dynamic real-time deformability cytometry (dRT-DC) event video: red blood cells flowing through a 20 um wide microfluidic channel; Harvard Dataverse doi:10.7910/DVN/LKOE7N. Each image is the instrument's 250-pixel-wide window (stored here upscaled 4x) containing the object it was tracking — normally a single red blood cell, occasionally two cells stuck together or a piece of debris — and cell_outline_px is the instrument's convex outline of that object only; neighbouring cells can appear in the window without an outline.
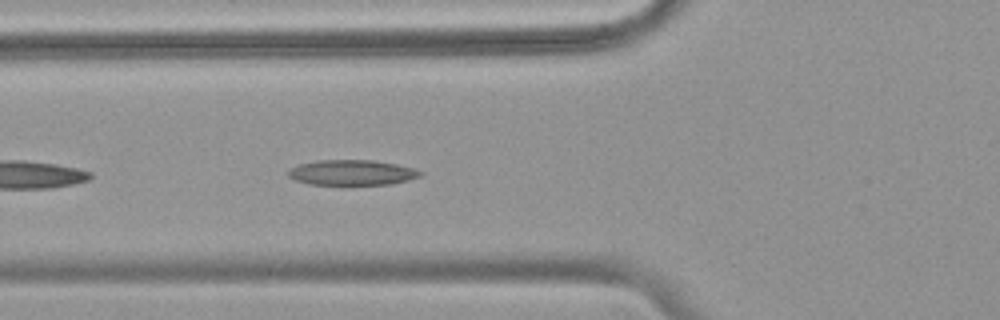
{"species": "common noctule bat (a hibernating species)", "species_latin": "Nyctalus noctula", "temperature_condition": "warm", "stored_images_in_passage": 9, "camera_frame_rate_fps": 3000, "um_per_image_px": 0.085, "animal": {"sex": "female", "body_mass_g": 18.4}, "frame": {"image": 1, "passage_image": 6, "time_ms": 1.667, "image_size_px": [1000, 320], "cell_outline_px": [[424, 172], [420, 176], [408, 180], [392, 184], [352, 188], [348, 188], [308, 184], [296, 180], [288, 176], [288, 172], [292, 168], [300, 164], [316, 160], [372, 160], [396, 164], [412, 168]], "centroid_in_image_um": [29.91, 14.73], "position_along_channel_um": 95.9, "area_um2": 20.52}}